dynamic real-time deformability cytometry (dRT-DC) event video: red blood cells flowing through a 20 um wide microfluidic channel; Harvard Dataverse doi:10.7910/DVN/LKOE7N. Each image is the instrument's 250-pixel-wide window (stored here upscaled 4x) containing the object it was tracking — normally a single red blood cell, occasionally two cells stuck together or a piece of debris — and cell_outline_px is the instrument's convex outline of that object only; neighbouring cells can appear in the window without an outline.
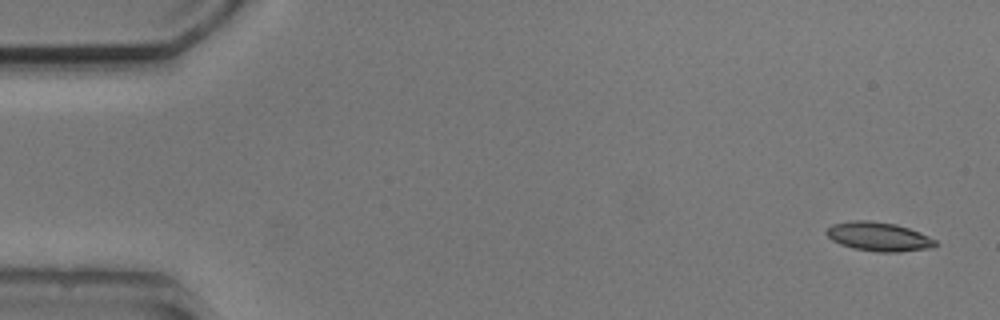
{"species": "common noctule bat (a hibernating species)", "species_latin": "Nyctalus noctula", "temperature_condition": "cold", "stored_images_in_passage": 6, "camera_frame_rate_fps": 3000, "um_per_image_px": 0.085, "animal": {"sex": "male", "body_mass_g": 20.5, "forearm_length_mm": 52.5}, "frame": {"image": 1, "passage_image": 1, "time_ms": 0.0, "image_size_px": [1000, 320], "cell_outline_px": [[936, 244], [932, 248], [900, 252], [876, 252], [852, 248], [840, 244], [832, 240], [824, 232], [832, 224], [852, 220], [868, 220], [896, 224], [920, 232], [936, 240]], "centroid_in_image_um": [74.67, 20.11], "position_along_channel_um": 10.3, "area_um2": 18.5}}
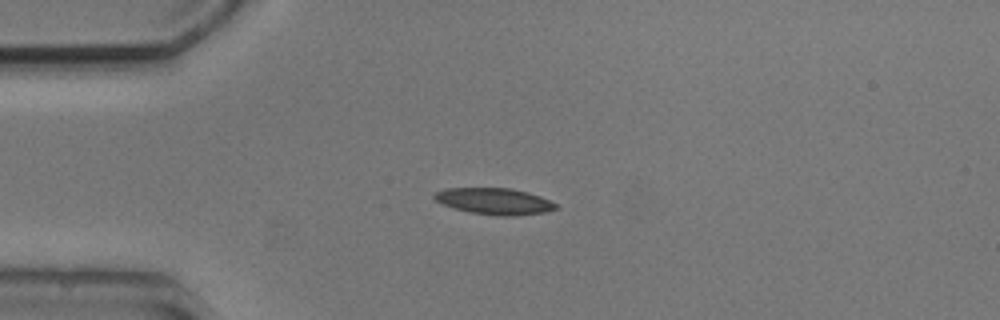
{"frame": {"image": 2, "passage_image": 4, "time_ms": 3.667, "image_size_px": [1000, 320], "cell_outline_px": [[560, 208], [544, 212], [516, 216], [500, 216], [472, 212], [456, 208], [444, 204], [436, 200], [432, 196], [436, 192], [444, 188], [512, 188], [528, 192], [540, 196], [560, 204]], "centroid_in_image_um": [42.1, 17.1], "position_along_channel_um": 42.9, "area_um2": 18.73}}